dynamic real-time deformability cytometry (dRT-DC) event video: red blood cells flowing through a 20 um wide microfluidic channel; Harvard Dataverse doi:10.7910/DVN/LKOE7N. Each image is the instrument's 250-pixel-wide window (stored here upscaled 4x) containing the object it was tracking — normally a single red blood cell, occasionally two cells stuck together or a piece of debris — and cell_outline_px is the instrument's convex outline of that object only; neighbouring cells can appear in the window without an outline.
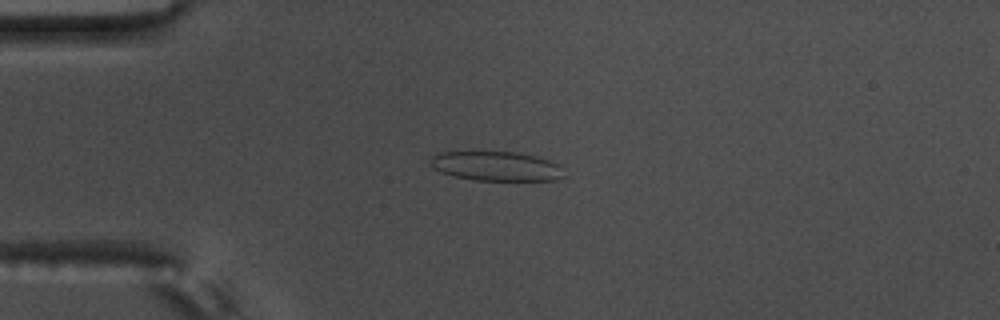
{"species": "common noctule bat (a hibernating species)", "species_latin": "Nyctalus noctula", "temperature_condition": "warm", "stored_images_in_passage": 47, "camera_frame_rate_fps": 3000, "um_per_image_px": 0.085, "animal": {"sex": "male", "body_mass_g": 17.5, "forearm_length_mm": 52.3}, "frame": {"image": 1, "passage_image": 5, "time_ms": 1.333, "image_size_px": [1000, 320], "cell_outline_px": [[568, 176], [556, 180], [476, 180], [452, 176], [440, 172], [432, 168], [432, 156], [440, 152], [516, 152], [536, 156], [548, 160], [564, 168]], "centroid_in_image_um": [42.23, 14.13], "position_along_channel_um": 42.8, "area_um2": 23.0}}
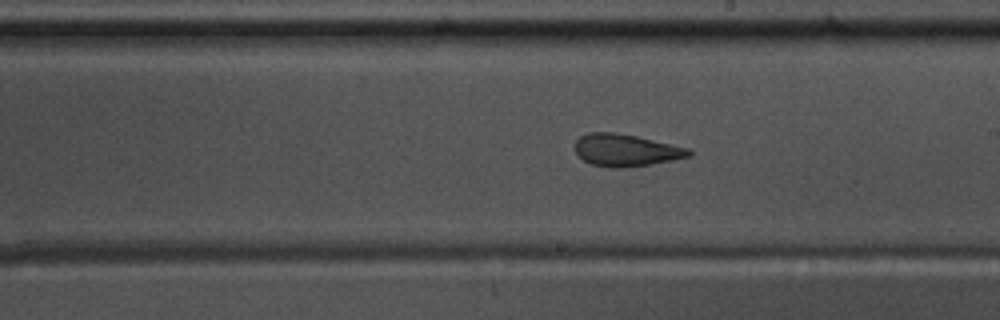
{"frame": {"image": 2, "passage_image": 23, "time_ms": 7.333, "image_size_px": [1000, 320], "cell_outline_px": [[692, 156], [672, 160], [648, 164], [620, 168], [608, 168], [592, 164], [584, 160], [576, 152], [576, 140], [580, 136], [588, 132], [612, 132], [636, 136], [688, 148], [692, 152]], "centroid_in_image_um": [53.19, 12.76], "position_along_channel_um": 235.8, "area_um2": 21.1}}
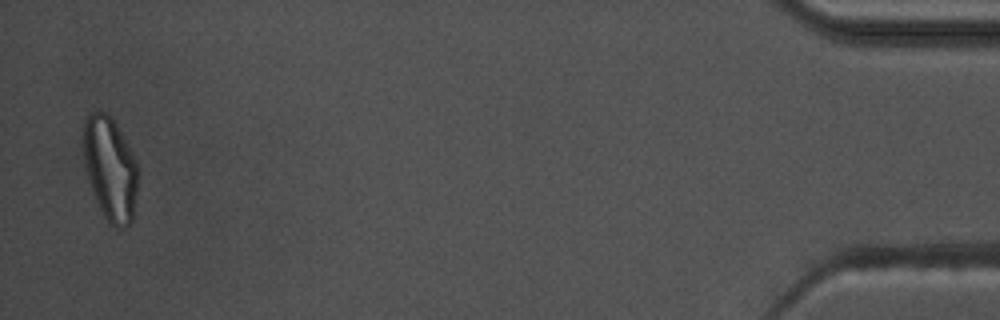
{"frame": {"image": 3, "passage_image": 46, "time_ms": 15.0, "image_size_px": [1000, 320], "cell_outline_px": [[136, 192], [132, 220], [124, 228], [116, 228], [108, 224], [96, 200], [84, 164], [84, 120], [96, 108], [104, 112], [112, 120], [120, 132], [136, 160]], "centroid_in_image_um": [9.35, 14.35], "position_along_channel_um": 425.9, "area_um2": 32.19}, "authors_computed_cell_mechanics": {"area_um2": 22.6576, "velocity_mm_per_s": 3.6242, "shape_relaxation_time_tau1_ms": null, "shape_relaxation_time_tau2_ms": 1.9429, "deformation_change_tau1": null, "deformation_change_tau2": 0.0904}}